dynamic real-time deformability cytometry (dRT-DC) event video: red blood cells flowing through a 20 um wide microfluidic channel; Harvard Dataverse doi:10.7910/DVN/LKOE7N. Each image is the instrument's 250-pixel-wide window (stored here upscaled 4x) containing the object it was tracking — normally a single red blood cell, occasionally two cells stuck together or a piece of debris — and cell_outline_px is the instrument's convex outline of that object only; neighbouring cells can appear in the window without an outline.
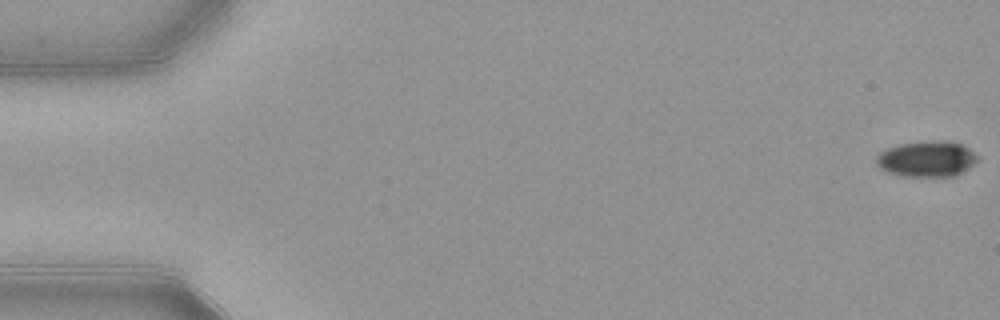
{"species": "common noctule bat (a hibernating species)", "species_latin": "Nyctalus noctula", "temperature_condition": "warm", "stored_images_in_passage": 54, "camera_frame_rate_fps": 3000, "um_per_image_px": 0.085, "animal": {"sex": "female", "body_mass_g": 21.9}, "frame": {"image": 1, "passage_image": 1, "time_ms": 0.0, "image_size_px": [1000, 320], "cell_outline_px": [[976, 160], [968, 168], [956, 176], [900, 176], [888, 172], [880, 168], [876, 164], [876, 156], [880, 152], [888, 148], [900, 144], [932, 140], [944, 140], [960, 144], [968, 148], [976, 156]], "centroid_in_image_um": [78.73, 13.51], "position_along_channel_um": 6.3, "area_um2": 20.92}}
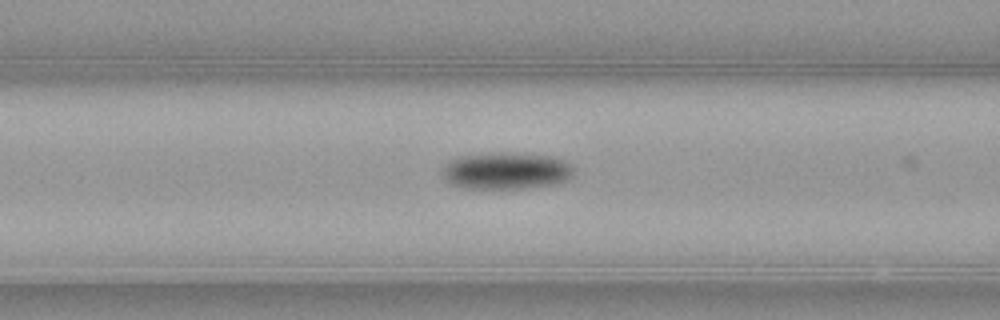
{"frame": {"image": 2, "passage_image": 22, "time_ms": 7.0, "image_size_px": [1000, 320], "cell_outline_px": [[576, 168], [572, 176], [568, 180], [556, 184], [524, 188], [460, 188], [444, 180], [440, 176], [440, 172], [444, 164], [448, 160], [456, 156], [492, 152], [512, 152], [552, 156], [564, 160], [572, 164]], "centroid_in_image_um": [42.99, 14.5], "position_along_channel_um": 123.6, "area_um2": 29.19}}
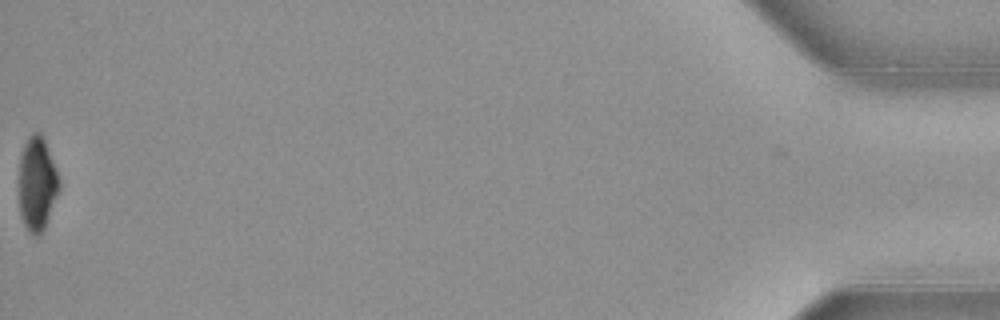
{"frame": {"image": 3, "passage_image": 54, "time_ms": 17.667, "image_size_px": [1000, 320], "cell_outline_px": [[60, 188], [48, 220], [40, 236], [32, 236], [28, 232], [20, 216], [20, 156], [24, 144], [28, 136], [32, 132], [40, 132], [44, 140], [56, 168], [60, 180]], "centroid_in_image_um": [3.16, 15.65], "position_along_channel_um": 432.0, "area_um2": 22.02}, "authors_computed_cell_mechanics": {"area_um2": 25.3742, "velocity_mm_per_s": 3.9001, "shape_relaxation_time_tau1_ms": 4.2461, "shape_relaxation_time_tau2_ms": null, "deformation_change_tau1": 0.16, "deformation_change_tau2": null}}